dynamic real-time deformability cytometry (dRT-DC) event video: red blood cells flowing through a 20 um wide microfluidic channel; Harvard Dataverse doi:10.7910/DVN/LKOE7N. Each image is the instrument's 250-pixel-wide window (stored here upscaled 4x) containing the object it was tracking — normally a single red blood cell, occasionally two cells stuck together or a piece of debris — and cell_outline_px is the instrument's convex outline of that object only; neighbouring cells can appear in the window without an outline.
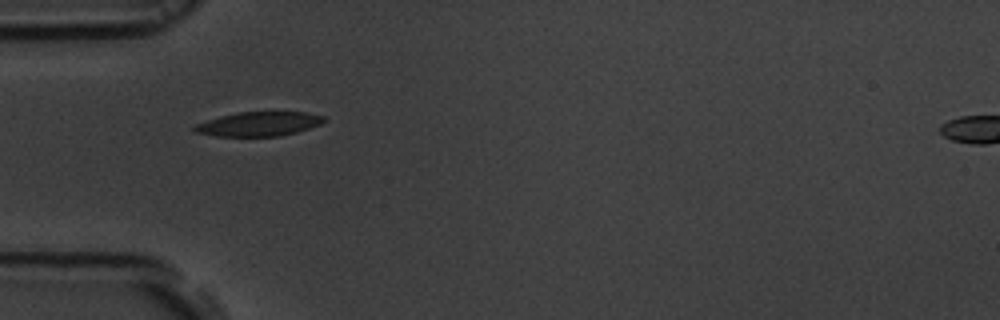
{"species": "common noctule bat (a hibernating species)", "species_latin": "Nyctalus noctula", "temperature_condition": "room temperature", "stored_images_in_passage": 39, "camera_frame_rate_fps": 3000, "um_per_image_px": 0.085, "animal": {"sex": "male", "body_mass_g": 19.5, "forearm_length_mm": 54.6}, "frame": {"image": 1, "passage_image": 1, "time_ms": 0.0, "image_size_px": [1000, 320], "cell_outline_px": [[324, 120], [320, 124], [296, 132], [280, 136], [216, 136], [196, 132], [192, 128], [196, 124], [220, 116], [240, 112], [304, 112], [324, 116]], "centroid_in_image_um": [21.98, 10.54], "position_along_channel_um": 63.0, "area_um2": 18.03}}
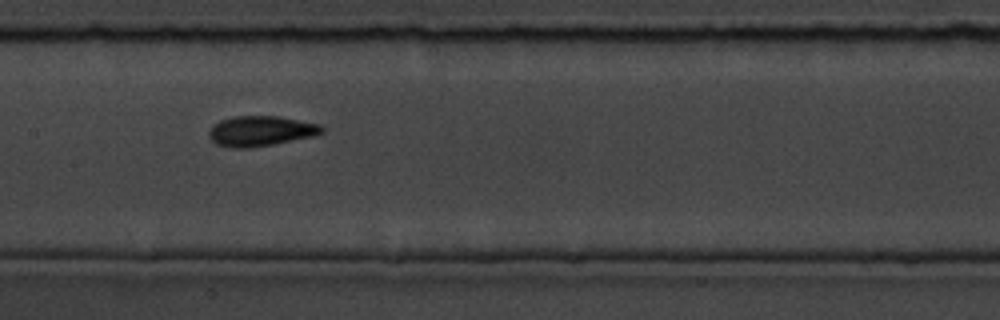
{"frame": {"image": 2, "passage_image": 11, "time_ms": 3.333, "image_size_px": [1000, 320], "cell_outline_px": [[324, 132], [312, 136], [272, 144], [248, 148], [232, 148], [216, 144], [208, 136], [208, 132], [212, 124], [220, 120], [236, 116], [280, 116], [320, 124], [324, 128]], "centroid_in_image_um": [22.13, 11.13], "position_along_channel_um": 185.3, "area_um2": 19.88}}
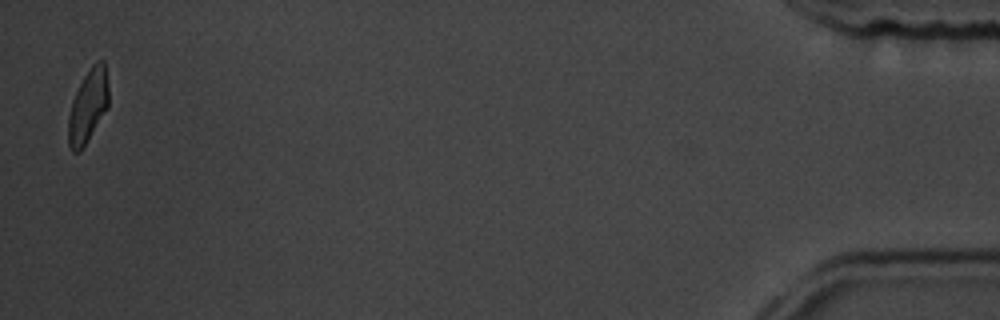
{"frame": {"image": 3, "passage_image": 38, "time_ms": 12.333, "image_size_px": [1000, 320], "cell_outline_px": [[108, 108], [80, 152], [72, 152], [68, 144], [68, 116], [72, 100], [84, 76], [92, 64], [96, 60], [104, 60], [108, 88]], "centroid_in_image_um": [7.47, 9.02], "position_along_channel_um": 427.7, "area_um2": 17.17}, "authors_computed_cell_mechanics": {"area_um2": 18.207, "velocity_mm_per_s": 3.7197, "shape_relaxation_time_tau1_ms": 3.9025, "shape_relaxation_time_tau2_ms": 2.5131, "deformation_change_tau1": 0.1359, "deformation_change_tau2": 0.0924}}